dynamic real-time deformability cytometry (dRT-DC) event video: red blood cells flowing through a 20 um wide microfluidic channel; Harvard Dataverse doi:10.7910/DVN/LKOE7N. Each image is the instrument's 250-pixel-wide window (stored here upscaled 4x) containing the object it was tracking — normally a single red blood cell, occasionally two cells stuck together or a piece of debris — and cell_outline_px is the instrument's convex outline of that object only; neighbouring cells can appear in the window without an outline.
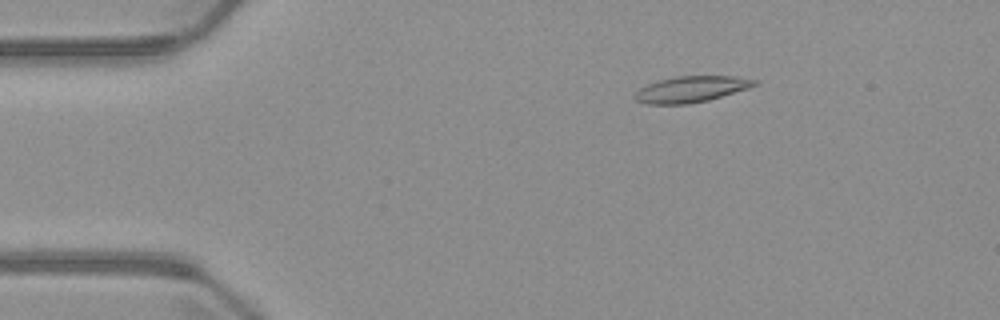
{"species": "common noctule bat (a hibernating species)", "species_latin": "Nyctalus noctula", "temperature_condition": "warm", "stored_images_in_passage": 5, "camera_frame_rate_fps": 3000, "um_per_image_px": 0.085, "animal": {"sex": "male", "body_mass_g": 23.1, "forearm_length_mm": 52.7}, "frame": {"image": 1, "passage_image": 3, "time_ms": 2.333, "image_size_px": [1000, 320], "cell_outline_px": [[760, 84], [748, 88], [708, 100], [688, 104], [648, 104], [636, 100], [636, 92], [640, 88], [656, 80], [676, 76], [732, 76], [760, 80]], "centroid_in_image_um": [58.79, 7.57], "position_along_channel_um": 26.2, "area_um2": 18.15}}
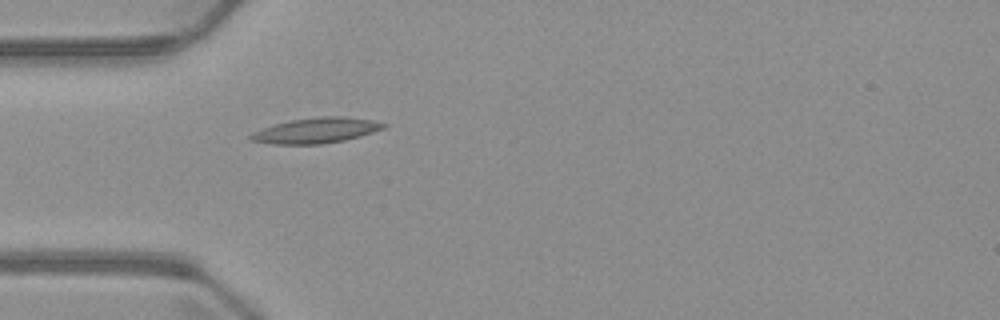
{"frame": {"image": 2, "passage_image": 5, "time_ms": 4.667, "image_size_px": [1000, 320], "cell_outline_px": [[388, 124], [384, 128], [360, 136], [344, 140], [320, 144], [272, 144], [252, 140], [248, 136], [252, 132], [276, 124], [292, 120], [320, 116], [344, 116], [372, 120]], "centroid_in_image_um": [26.89, 11.08], "position_along_channel_um": 58.1, "area_um2": 19.42}}